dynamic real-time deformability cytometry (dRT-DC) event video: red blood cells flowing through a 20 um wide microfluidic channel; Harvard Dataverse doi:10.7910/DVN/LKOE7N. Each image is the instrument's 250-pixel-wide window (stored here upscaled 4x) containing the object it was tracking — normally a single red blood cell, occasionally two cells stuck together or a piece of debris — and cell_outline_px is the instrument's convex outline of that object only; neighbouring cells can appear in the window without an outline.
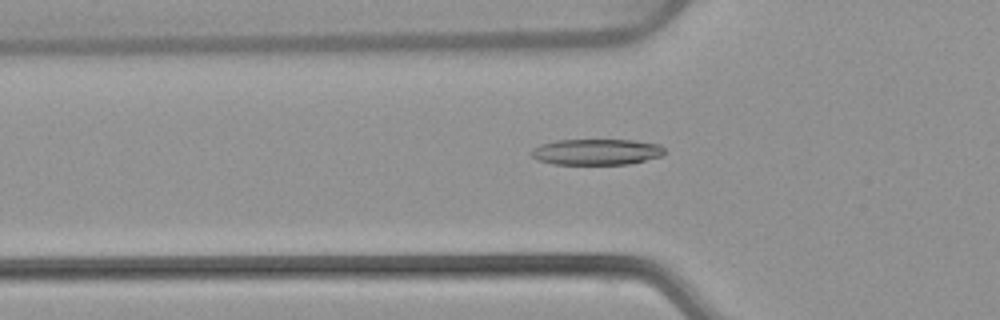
{"species": "common noctule bat (a hibernating species)", "species_latin": "Nyctalus noctula", "temperature_condition": "warm", "stored_images_in_passage": 53, "camera_frame_rate_fps": 3000, "um_per_image_px": 0.085, "animal": {"sex": "female", "body_mass_g": 22.7, "forearm_length_mm": 54.2}, "frame": {"image": 1, "passage_image": 18, "time_ms": 5.667, "image_size_px": [1000, 320], "cell_outline_px": [[664, 152], [660, 156], [628, 164], [552, 164], [536, 160], [532, 156], [532, 148], [540, 144], [556, 140], [632, 140], [660, 144], [664, 148]], "centroid_in_image_um": [50.66, 12.91], "position_along_channel_um": 75.1, "area_um2": 20.11}}
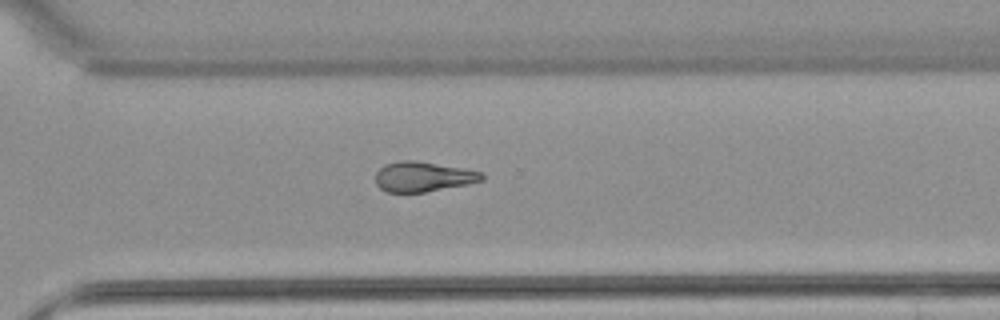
{"frame": {"image": 2, "passage_image": 38, "time_ms": 12.333, "image_size_px": [1000, 320], "cell_outline_px": [[484, 180], [468, 184], [424, 192], [384, 192], [376, 184], [376, 172], [384, 164], [400, 160], [416, 160], [460, 168], [480, 172], [484, 176]], "centroid_in_image_um": [35.92, 15.02], "position_along_channel_um": 334.7, "area_um2": 18.5}}
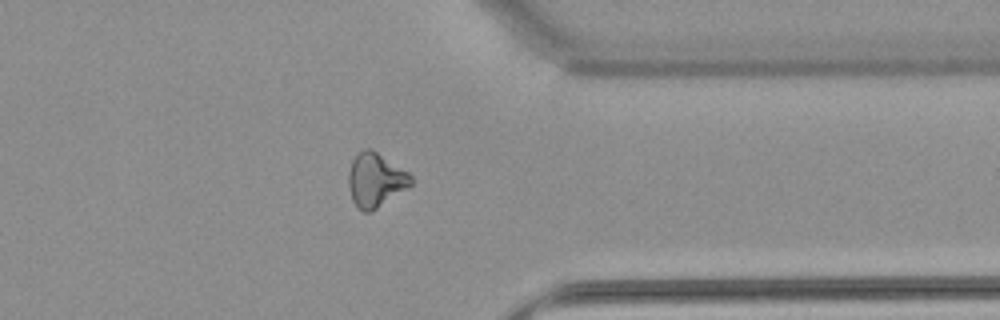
{"frame": {"image": 3, "passage_image": 42, "time_ms": 13.667, "image_size_px": [1000, 320], "cell_outline_px": [[412, 184], [372, 212], [364, 212], [352, 200], [348, 184], [348, 172], [352, 160], [364, 148], [372, 148], [408, 172], [412, 176]], "centroid_in_image_um": [31.91, 15.29], "position_along_channel_um": 379.5, "area_um2": 19.54}, "authors_computed_cell_mechanics": {"area_um2": 19.941, "velocity_mm_per_s": 3.8838, "shape_relaxation_time_tau1_ms": null, "shape_relaxation_time_tau2_ms": 10.6731, "deformation_change_tau1": null, "deformation_change_tau2": 0.2447}}